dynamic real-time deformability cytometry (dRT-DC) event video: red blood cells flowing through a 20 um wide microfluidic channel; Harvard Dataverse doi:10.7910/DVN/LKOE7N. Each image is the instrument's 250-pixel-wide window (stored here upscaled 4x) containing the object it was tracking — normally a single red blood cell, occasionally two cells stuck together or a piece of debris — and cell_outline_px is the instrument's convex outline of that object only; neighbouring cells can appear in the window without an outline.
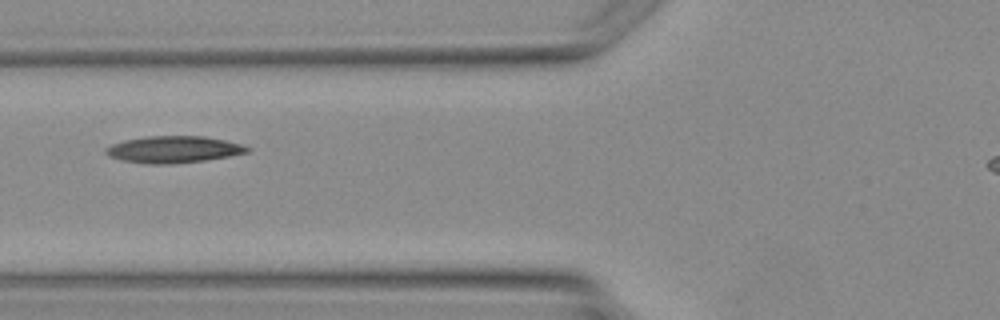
{"species": "Egyptian fruit bat (a non-hibernating species)", "species_latin": "Rousettus aegyptiacus", "temperature_condition": "warm", "stored_images_in_passage": 6, "camera_frame_rate_fps": 3000, "um_per_image_px": 0.085, "animal": {"sex": "female"}, "frame": {"image": 1, "passage_image": 6, "time_ms": 7.0, "image_size_px": [1000, 320], "cell_outline_px": [[252, 148], [248, 152], [228, 156], [204, 160], [172, 164], [148, 164], [124, 160], [108, 156], [104, 152], [104, 148], [112, 144], [124, 140], [144, 136], [204, 136], [224, 140], [240, 144]], "centroid_in_image_um": [14.72, 12.7], "position_along_channel_um": 111.1, "area_um2": 22.02}}